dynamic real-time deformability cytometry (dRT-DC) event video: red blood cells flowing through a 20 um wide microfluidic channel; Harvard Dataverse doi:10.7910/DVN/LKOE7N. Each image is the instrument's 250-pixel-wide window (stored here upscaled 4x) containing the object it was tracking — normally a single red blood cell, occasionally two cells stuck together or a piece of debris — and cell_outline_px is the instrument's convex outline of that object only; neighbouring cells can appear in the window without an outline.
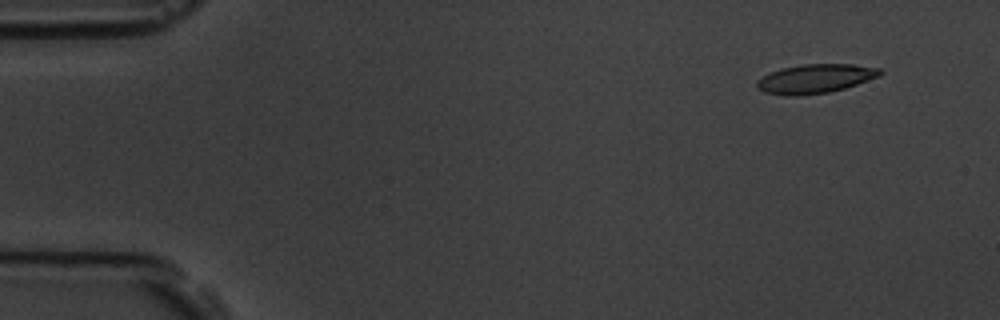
{"species": "common noctule bat (a hibernating species)", "species_latin": "Nyctalus noctula", "temperature_condition": "room temperature", "stored_images_in_passage": 4, "camera_frame_rate_fps": 3000, "um_per_image_px": 0.085, "animal": {"sex": "male", "body_mass_g": 19.5, "forearm_length_mm": 54.6}, "frame": {"image": 1, "passage_image": 1, "time_ms": 0.0, "image_size_px": [1000, 320], "cell_outline_px": [[884, 72], [880, 76], [844, 88], [828, 92], [796, 96], [784, 96], [764, 92], [756, 88], [756, 80], [772, 72], [784, 68], [800, 64], [852, 64], [880, 68]], "centroid_in_image_um": [69.29, 6.69], "position_along_channel_um": 15.7, "area_um2": 20.81}}
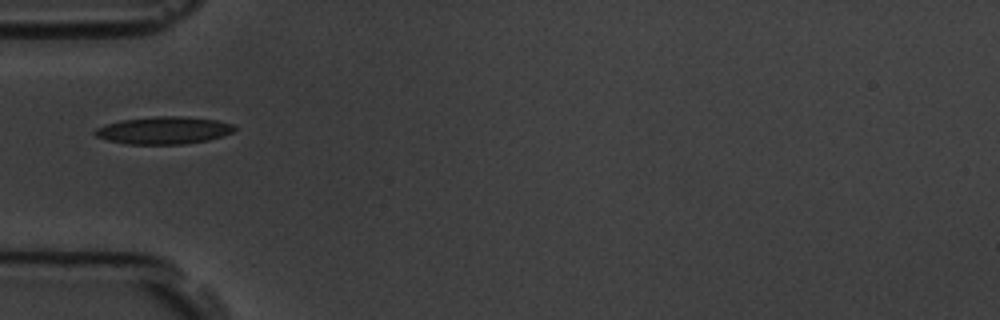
{"frame": {"image": 2, "passage_image": 4, "time_ms": 4.333, "image_size_px": [1000, 320], "cell_outline_px": [[236, 128], [232, 132], [208, 140], [184, 144], [128, 144], [108, 140], [96, 136], [92, 132], [96, 128], [104, 124], [120, 120], [156, 116], [184, 116], [216, 120], [232, 124]], "centroid_in_image_um": [13.88, 11.07], "position_along_channel_um": 71.1, "area_um2": 22.25}}